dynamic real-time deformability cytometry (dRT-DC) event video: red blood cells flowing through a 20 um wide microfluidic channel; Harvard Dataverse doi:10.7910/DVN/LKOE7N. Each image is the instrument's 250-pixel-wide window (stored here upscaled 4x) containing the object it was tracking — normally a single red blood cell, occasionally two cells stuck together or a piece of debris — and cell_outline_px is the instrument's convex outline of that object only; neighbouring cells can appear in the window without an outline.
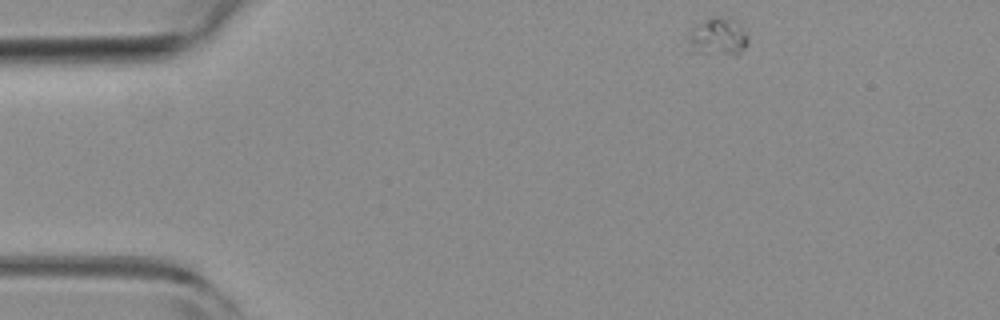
{"species": "common noctule bat (a hibernating species)", "species_latin": "Nyctalus noctula", "temperature_condition": "room temperature", "stored_images_in_passage": 3, "camera_frame_rate_fps": 3000, "um_per_image_px": 0.085, "animal": {"sex": "female", "body_mass_g": 19.3, "forearm_length_mm": 54.1}, "frame": {"image": 1, "passage_image": 1, "time_ms": 0.0, "image_size_px": [1000, 320], "cell_outline_px": [[748, 44], [736, 56], [688, 52], [688, 36], [692, 28], [696, 24], [712, 16], [720, 16], [736, 20], [740, 24], [748, 40]], "centroid_in_image_um": [60.98, 3.15], "position_along_channel_um": 24.0, "area_um2": 13.58}}
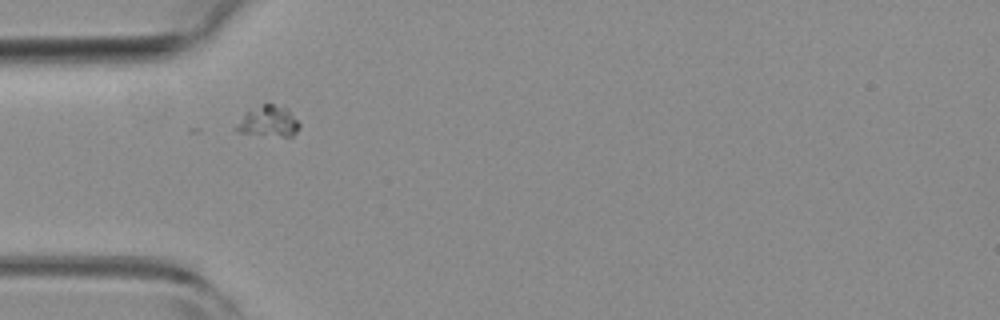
{"frame": {"image": 2, "passage_image": 3, "time_ms": 0.667, "image_size_px": [1000, 320], "cell_outline_px": [[300, 128], [292, 136], [284, 136], [236, 132], [232, 128], [244, 112], [268, 100], [284, 104], [300, 124]], "centroid_in_image_um": [22.78, 10.24], "position_along_channel_um": 62.2, "area_um2": 11.96}}